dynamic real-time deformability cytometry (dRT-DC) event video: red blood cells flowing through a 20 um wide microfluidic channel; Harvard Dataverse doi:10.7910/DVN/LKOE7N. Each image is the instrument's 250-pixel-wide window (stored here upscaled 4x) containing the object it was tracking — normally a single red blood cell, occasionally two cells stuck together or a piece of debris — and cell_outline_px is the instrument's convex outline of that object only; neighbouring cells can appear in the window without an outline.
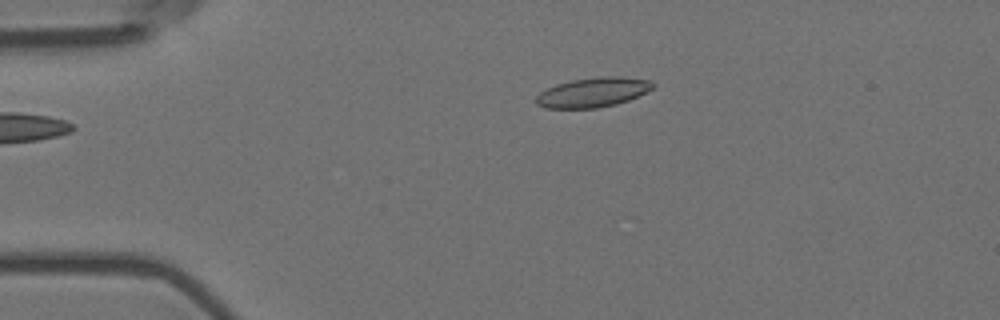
{"species": "Egyptian fruit bat (a non-hibernating species)", "species_latin": "Rousettus aegyptiacus", "temperature_condition": "room temperature", "stored_images_in_passage": 4, "camera_frame_rate_fps": 3000, "um_per_image_px": 0.085, "animal": {"sex": "female"}, "frame": {"image": 1, "passage_image": 4, "time_ms": 1.0, "image_size_px": [1000, 320], "cell_outline_px": [[656, 84], [652, 88], [628, 100], [616, 104], [596, 108], [544, 108], [536, 104], [536, 96], [540, 92], [556, 84], [572, 80], [600, 76], [620, 76], [648, 80]], "centroid_in_image_um": [50.37, 7.84], "position_along_channel_um": 34.6, "area_um2": 20.0}}